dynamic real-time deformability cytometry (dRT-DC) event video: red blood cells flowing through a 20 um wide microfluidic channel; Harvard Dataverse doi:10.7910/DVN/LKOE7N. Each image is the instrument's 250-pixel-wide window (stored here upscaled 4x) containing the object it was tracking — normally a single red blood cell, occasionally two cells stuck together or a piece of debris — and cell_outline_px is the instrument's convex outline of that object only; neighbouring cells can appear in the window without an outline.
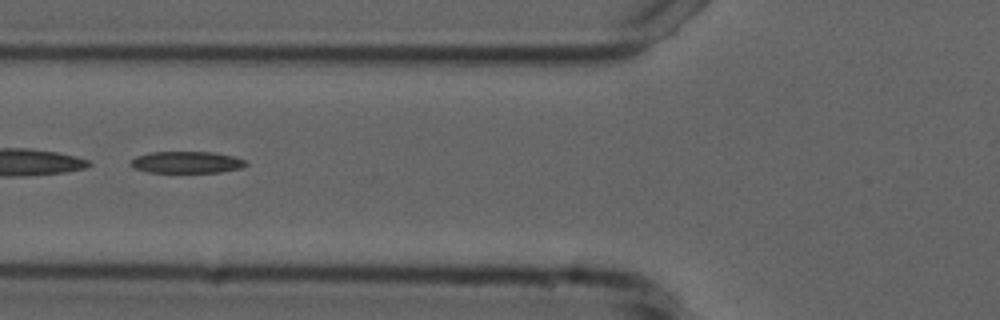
{"species": "common noctule bat (a hibernating species)", "species_latin": "Nyctalus noctula", "temperature_condition": "cold", "stored_images_in_passage": 36, "camera_frame_rate_fps": 3000, "um_per_image_px": 0.085, "animal": {"sex": "male", "forearm_length_mm": 52.5}, "frame": {"image": 1, "passage_image": 6, "time_ms": 1.667, "image_size_px": [1000, 320], "cell_outline_px": [[248, 164], [244, 168], [220, 172], [148, 172], [136, 168], [128, 164], [136, 156], [152, 152], [212, 152], [232, 156], [244, 160]], "centroid_in_image_um": [15.89, 13.79], "position_along_channel_um": 109.9, "area_um2": 14.51}}